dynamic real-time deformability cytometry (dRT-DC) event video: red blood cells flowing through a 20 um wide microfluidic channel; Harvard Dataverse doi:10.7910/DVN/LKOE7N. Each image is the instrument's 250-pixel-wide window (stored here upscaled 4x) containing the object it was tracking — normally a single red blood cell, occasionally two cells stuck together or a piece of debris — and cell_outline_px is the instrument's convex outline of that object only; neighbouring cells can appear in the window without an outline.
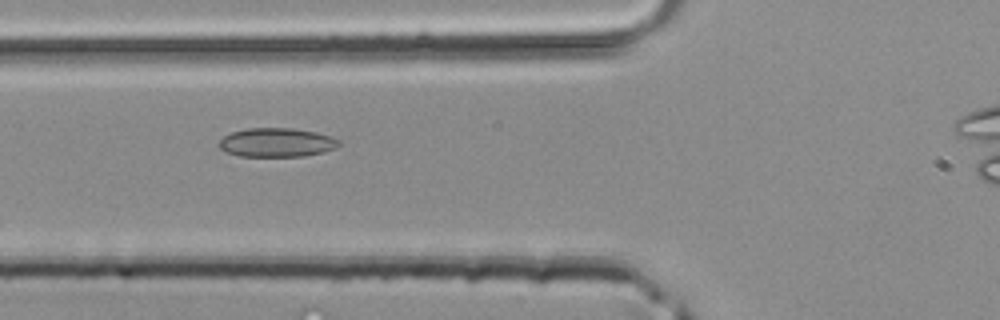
{"species": "common noctule bat (a hibernating species)", "species_latin": "Nyctalus noctula", "temperature_condition": "room temperature", "stored_images_in_passage": 33, "camera_frame_rate_fps": 3000, "um_per_image_px": 0.085, "animal": {"sex": "male", "body_mass_g": 20.4}, "frame": {"image": 1, "passage_image": 10, "time_ms": 3.0, "image_size_px": [1000, 320], "cell_outline_px": [[340, 144], [336, 148], [324, 152], [304, 156], [240, 156], [228, 152], [220, 148], [220, 140], [224, 136], [232, 132], [248, 128], [292, 128], [316, 132], [332, 136], [340, 140]], "centroid_in_image_um": [23.57, 12.11], "position_along_channel_um": 102.2, "area_um2": 20.17}}
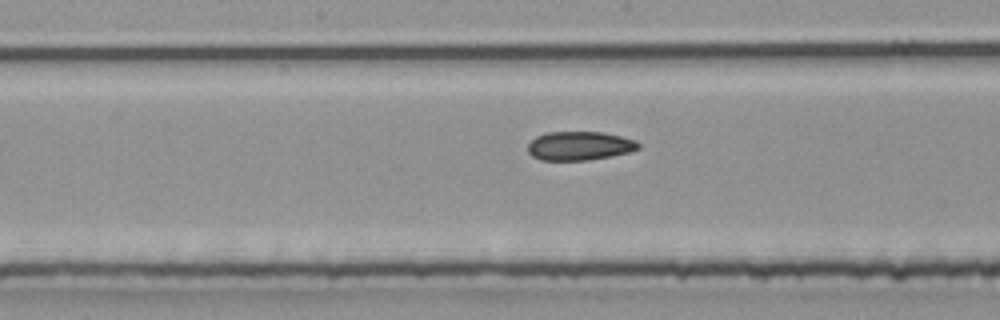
{"frame": {"image": 2, "passage_image": 16, "time_ms": 5.0, "image_size_px": [1000, 320], "cell_outline_px": [[640, 148], [628, 152], [588, 160], [540, 160], [532, 156], [528, 152], [528, 144], [536, 136], [548, 132], [604, 132], [636, 140], [640, 144]], "centroid_in_image_um": [49.25, 12.39], "position_along_channel_um": 199.0, "area_um2": 18.5}}
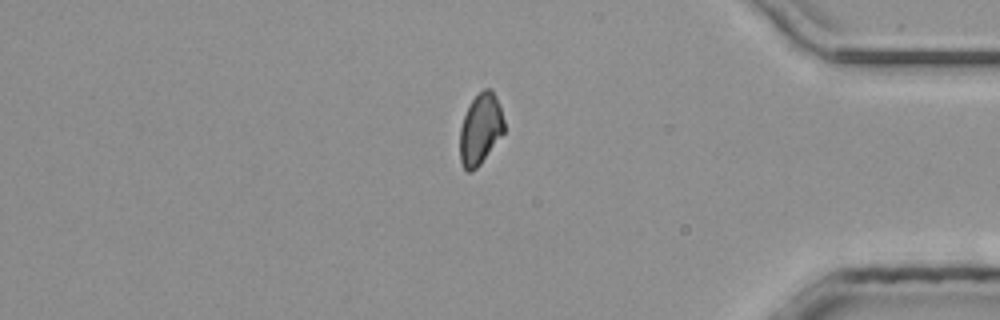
{"frame": {"image": 3, "passage_image": 30, "time_ms": 9.667, "image_size_px": [1000, 320], "cell_outline_px": [[504, 132], [480, 164], [472, 172], [468, 172], [464, 168], [460, 160], [460, 128], [464, 116], [472, 100], [484, 88], [492, 88], [496, 96], [504, 120]], "centroid_in_image_um": [40.83, 10.97], "position_along_channel_um": 394.4, "area_um2": 18.09}}